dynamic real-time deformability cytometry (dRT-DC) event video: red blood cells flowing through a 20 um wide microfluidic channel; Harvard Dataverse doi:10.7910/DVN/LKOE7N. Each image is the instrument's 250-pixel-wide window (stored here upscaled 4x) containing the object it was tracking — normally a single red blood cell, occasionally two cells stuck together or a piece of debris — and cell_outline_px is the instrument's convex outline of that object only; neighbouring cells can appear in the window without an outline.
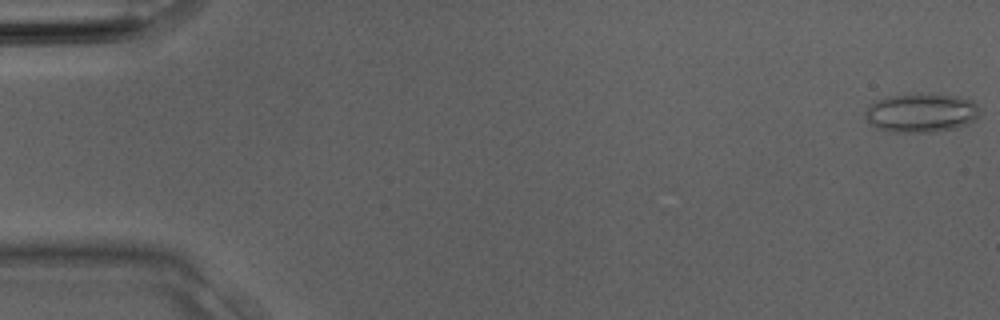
{"species": "Egyptian fruit bat (a non-hibernating species)", "species_latin": "Rousettus aegyptiacus", "temperature_condition": "room temperature", "stored_images_in_passage": 2, "camera_frame_rate_fps": 3000, "um_per_image_px": 0.085, "animal": {"sex": "male"}, "frame": {"image": 1, "passage_image": 2, "time_ms": 0.333, "image_size_px": [1000, 320], "cell_outline_px": [[980, 116], [968, 124], [956, 128], [932, 132], [892, 132], [876, 128], [864, 116], [864, 112], [868, 104], [876, 100], [888, 96], [916, 92], [928, 92], [956, 96], [972, 100], [980, 108]], "centroid_in_image_um": [78.3, 9.56], "position_along_channel_um": 6.7, "area_um2": 26.76}}